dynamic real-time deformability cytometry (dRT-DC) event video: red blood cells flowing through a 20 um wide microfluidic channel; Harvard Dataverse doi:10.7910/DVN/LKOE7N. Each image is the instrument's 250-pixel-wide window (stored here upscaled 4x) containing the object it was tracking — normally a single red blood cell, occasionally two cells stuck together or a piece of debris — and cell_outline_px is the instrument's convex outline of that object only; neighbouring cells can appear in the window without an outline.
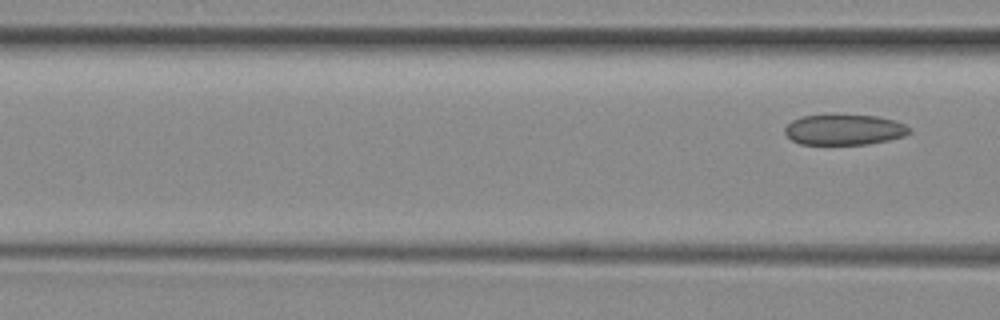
{"species": "common noctule bat (a hibernating species)", "species_latin": "Nyctalus noctula", "temperature_condition": "room temperature", "stored_images_in_passage": 7, "segment_of_instrument_passage": [2, 2], "camera_frame_rate_fps": 3000, "um_per_image_px": 0.085, "animal": {"sex": "female", "body_mass_g": 29.2, "forearm_length_mm": 56.3}, "frame": {"image": 1, "passage_image": 7, "time_ms": 7.0, "image_size_px": [1000, 320], "cell_outline_px": [[912, 132], [904, 136], [888, 140], [868, 144], [800, 144], [792, 140], [784, 132], [784, 128], [792, 120], [800, 116], [876, 116], [896, 120], [912, 128]], "centroid_in_image_um": [71.79, 11.04], "position_along_channel_um": 94.8, "area_um2": 21.96}}